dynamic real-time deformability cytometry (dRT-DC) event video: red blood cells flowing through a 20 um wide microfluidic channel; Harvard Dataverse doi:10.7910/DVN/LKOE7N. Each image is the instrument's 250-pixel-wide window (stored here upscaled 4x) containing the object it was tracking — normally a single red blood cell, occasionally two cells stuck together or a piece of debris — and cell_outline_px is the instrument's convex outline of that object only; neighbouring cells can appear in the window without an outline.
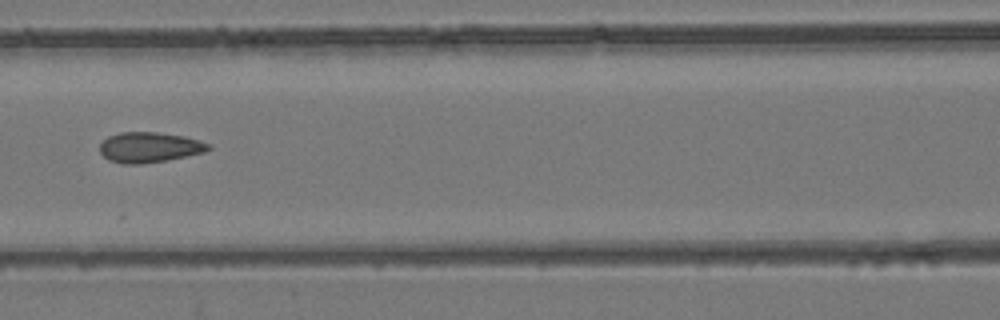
{"species": "common noctule bat (a hibernating species)", "species_latin": "Nyctalus noctula", "temperature_condition": "room temperature", "stored_images_in_passage": 10, "camera_frame_rate_fps": 3000, "um_per_image_px": 0.085, "animal": {"sex": "female", "body_mass_g": 24.6, "forearm_length_mm": 56.2}, "frame": {"image": 1, "passage_image": 7, "time_ms": 7.0, "image_size_px": [1000, 320], "cell_outline_px": [[212, 148], [204, 152], [164, 160], [140, 164], [120, 164], [108, 160], [100, 152], [100, 144], [108, 136], [120, 132], [156, 132], [184, 136], [200, 140], [212, 144]], "centroid_in_image_um": [12.7, 12.51], "position_along_channel_um": 153.9, "area_um2": 19.19}}
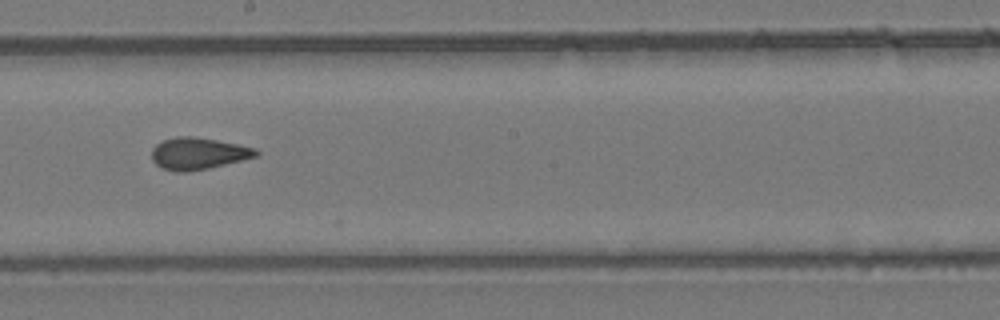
{"frame": {"image": 2, "passage_image": 9, "time_ms": 9.0, "image_size_px": [1000, 320], "cell_outline_px": [[260, 152], [256, 156], [208, 168], [184, 172], [176, 172], [160, 168], [152, 160], [152, 148], [156, 144], [164, 140], [176, 136], [192, 136], [216, 140], [256, 148]], "centroid_in_image_um": [16.8, 13.05], "position_along_channel_um": 231.4, "area_um2": 19.19}}
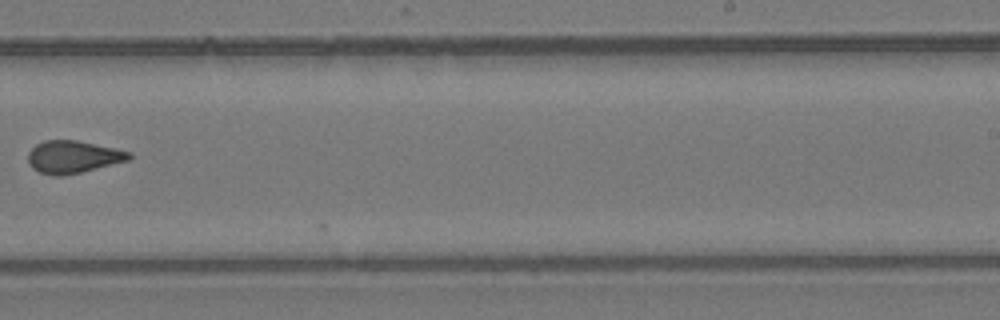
{"frame": {"image": 3, "passage_image": 10, "time_ms": 10.333, "image_size_px": [1000, 320], "cell_outline_px": [[132, 156], [128, 160], [80, 172], [60, 176], [52, 176], [40, 172], [32, 168], [28, 164], [28, 152], [36, 144], [44, 140], [76, 140], [116, 148], [132, 152]], "centroid_in_image_um": [6.18, 13.33], "position_along_channel_um": 282.8, "area_um2": 19.07}}